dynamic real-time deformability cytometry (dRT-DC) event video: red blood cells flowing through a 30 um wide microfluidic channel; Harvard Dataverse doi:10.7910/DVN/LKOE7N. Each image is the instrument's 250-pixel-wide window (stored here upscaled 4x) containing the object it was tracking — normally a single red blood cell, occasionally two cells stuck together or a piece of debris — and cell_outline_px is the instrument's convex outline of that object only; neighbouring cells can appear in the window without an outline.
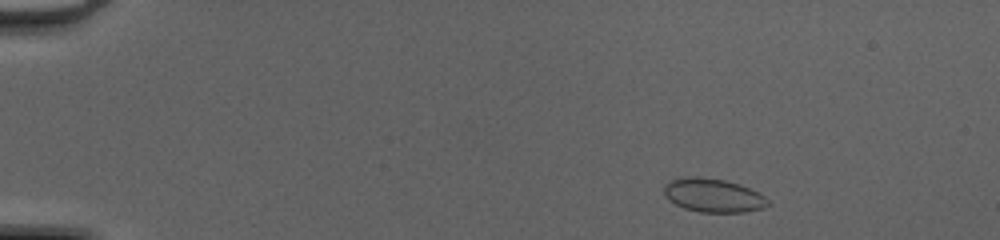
{"species": "common noctule bat (a hibernating species)", "species_latin": "Nyctalus noctula", "temperature_condition": "cold", "stored_images_in_passage": 46, "camera_frame_rate_fps": 3000, "um_per_image_px": 0.085, "animal": {"sex": "female", "body_mass_g": 20.0, "forearm_length_mm": 54.0}, "frame": {"image": 1, "passage_image": 4, "time_ms": 1.0, "image_size_px": [1000, 240], "cell_outline_px": [[772, 204], [764, 208], [744, 212], [700, 212], [684, 208], [668, 200], [664, 196], [664, 184], [672, 180], [684, 176], [696, 176], [724, 180], [740, 184], [760, 192]], "centroid_in_image_um": [60.64, 16.6], "position_along_channel_um": 24.4, "area_um2": 20.63}}
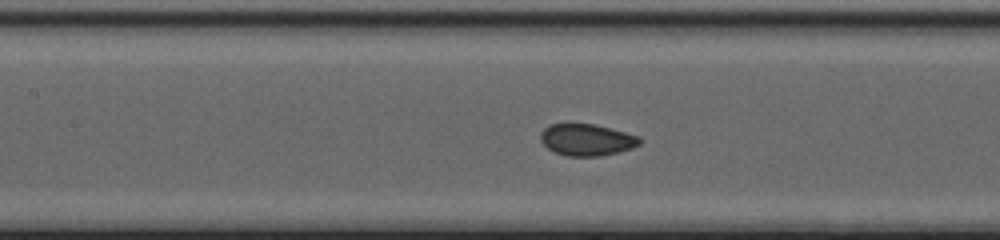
{"frame": {"image": 2, "passage_image": 21, "time_ms": 6.667, "image_size_px": [1000, 240], "cell_outline_px": [[644, 140], [640, 144], [632, 148], [600, 156], [568, 156], [556, 152], [548, 148], [540, 140], [540, 132], [548, 124], [568, 120], [592, 124], [640, 136]], "centroid_in_image_um": [49.83, 11.83], "position_along_channel_um": 157.6, "area_um2": 18.84}}
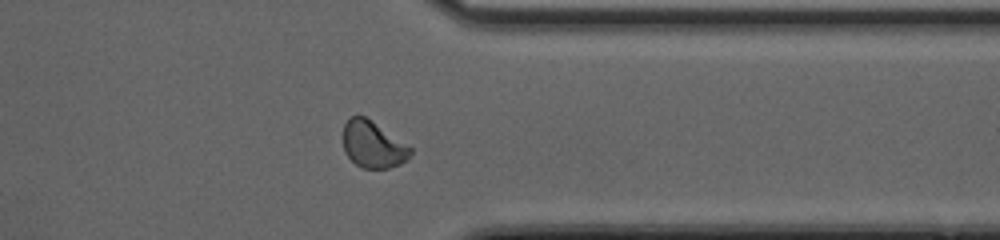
{"frame": {"image": 3, "passage_image": 37, "time_ms": 12.0, "image_size_px": [1000, 240], "cell_outline_px": [[412, 156], [408, 160], [400, 164], [388, 168], [360, 168], [344, 152], [344, 124], [352, 116], [364, 116], [412, 148]], "centroid_in_image_um": [31.72, 12.32], "position_along_channel_um": 379.7, "area_um2": 18.03}}